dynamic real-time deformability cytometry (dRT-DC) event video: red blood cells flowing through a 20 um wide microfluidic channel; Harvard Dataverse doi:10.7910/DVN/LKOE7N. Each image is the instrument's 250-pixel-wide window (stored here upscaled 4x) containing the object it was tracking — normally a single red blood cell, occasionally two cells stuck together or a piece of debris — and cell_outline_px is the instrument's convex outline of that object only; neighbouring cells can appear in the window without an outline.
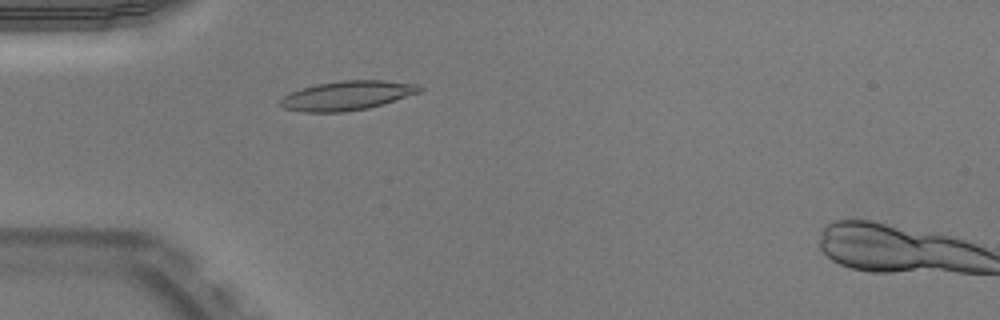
{"species": "Egyptian fruit bat (a non-hibernating species)", "species_latin": "Rousettus aegyptiacus", "temperature_condition": "warm", "stored_images_in_passage": 48, "camera_frame_rate_fps": 3000, "um_per_image_px": 0.085, "animal": {"sex": "male"}, "frame": {"image": 1, "passage_image": 12, "time_ms": 3.667, "image_size_px": [1000, 320], "cell_outline_px": [[424, 88], [420, 92], [384, 104], [368, 108], [344, 112], [304, 112], [284, 108], [276, 100], [292, 92], [316, 84], [340, 80], [384, 80], [420, 84]], "centroid_in_image_um": [29.53, 8.12], "position_along_channel_um": 55.5, "area_um2": 23.87}}
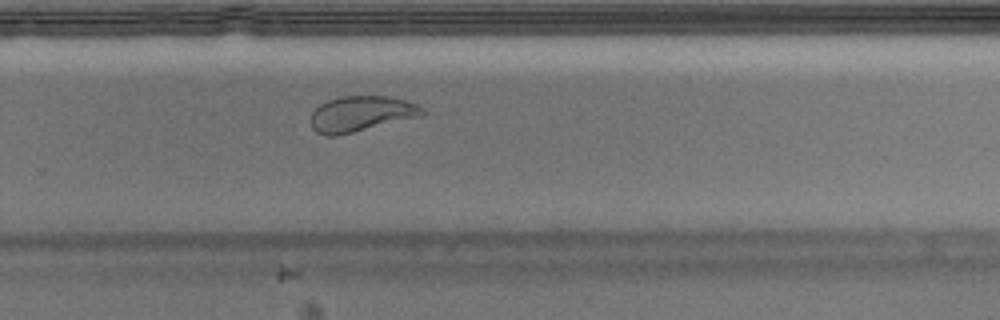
{"frame": {"image": 2, "passage_image": 31, "time_ms": 10.0, "image_size_px": [1000, 320], "cell_outline_px": [[424, 116], [336, 136], [328, 136], [316, 132], [312, 128], [312, 112], [320, 104], [328, 100], [340, 96], [388, 96], [404, 100], [416, 104], [424, 112]], "centroid_in_image_um": [30.69, 9.68], "position_along_channel_um": 299.1, "area_um2": 23.0}}
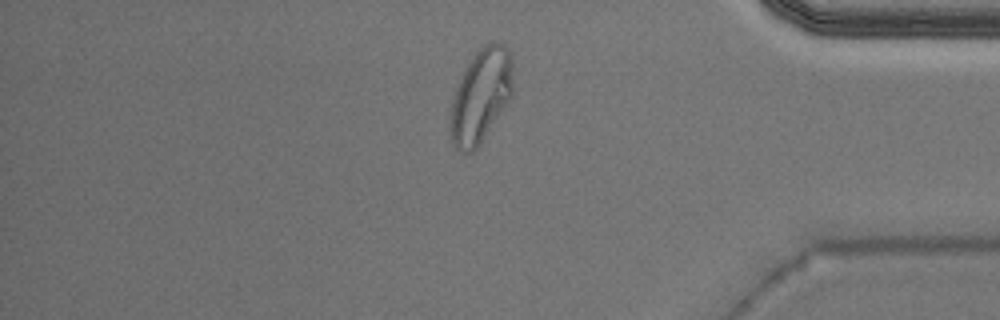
{"frame": {"image": 3, "passage_image": 40, "time_ms": 13.0, "image_size_px": [1000, 320], "cell_outline_px": [[512, 96], [508, 104], [480, 144], [472, 152], [464, 152], [456, 148], [452, 144], [448, 120], [452, 100], [456, 88], [472, 56], [484, 44], [492, 40], [496, 40], [504, 44], [508, 48], [512, 56]], "centroid_in_image_um": [40.88, 8.13], "position_along_channel_um": 394.3, "area_um2": 34.62}, "authors_computed_cell_mechanics": {"area_um2": 22.831, "velocity_mm_per_s": 3.9618, "shape_relaxation_time_tau1_ms": 8.8908, "shape_relaxation_time_tau2_ms": 0.7995, "deformation_change_tau1": 0.2841, "deformation_change_tau2": 0.0699}}